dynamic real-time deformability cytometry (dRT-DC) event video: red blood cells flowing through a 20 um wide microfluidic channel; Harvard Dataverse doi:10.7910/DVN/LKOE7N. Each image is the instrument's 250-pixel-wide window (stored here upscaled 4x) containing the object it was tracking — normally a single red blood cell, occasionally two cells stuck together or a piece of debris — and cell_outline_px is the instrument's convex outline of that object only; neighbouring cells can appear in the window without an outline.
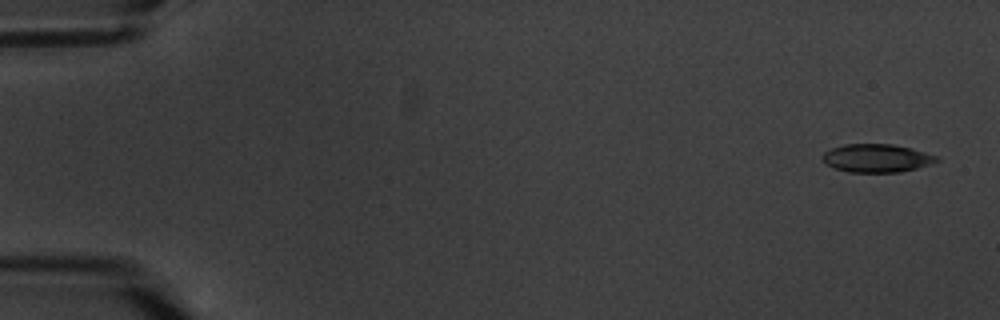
{"species": "common noctule bat (a hibernating species)", "species_latin": "Nyctalus noctula", "temperature_condition": "warm", "stored_images_in_passage": 5, "camera_frame_rate_fps": 3000, "um_per_image_px": 0.085, "animal": {"sex": "male", "body_mass_g": 20.1, "forearm_length_mm": 53.5}, "frame": {"image": 1, "passage_image": 1, "time_ms": 0.0, "image_size_px": [1000, 320], "cell_outline_px": [[940, 160], [932, 164], [900, 172], [848, 172], [832, 168], [824, 164], [820, 160], [820, 156], [824, 152], [832, 148], [844, 144], [892, 144], [912, 148], [940, 156]], "centroid_in_image_um": [74.5, 13.44], "position_along_channel_um": 10.5, "area_um2": 19.19}}
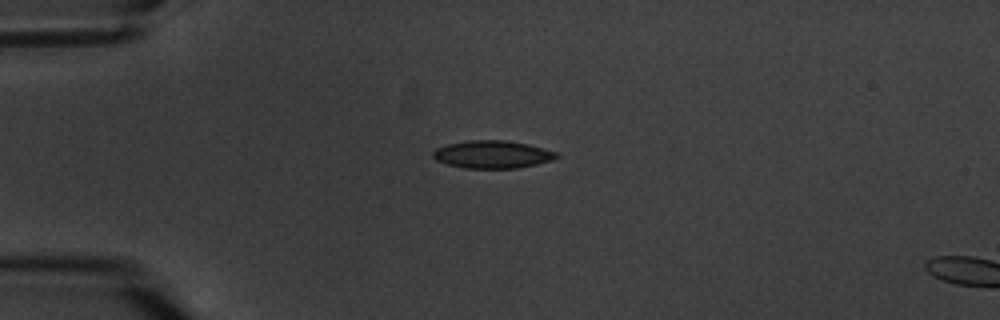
{"frame": {"image": 2, "passage_image": 4, "time_ms": 4.333, "image_size_px": [1000, 320], "cell_outline_px": [[560, 156], [552, 160], [536, 164], [516, 168], [464, 168], [448, 164], [436, 160], [432, 156], [432, 152], [436, 148], [448, 144], [468, 140], [504, 140], [528, 144], [560, 152]], "centroid_in_image_um": [41.88, 13.12], "position_along_channel_um": 43.1, "area_um2": 20.0}}